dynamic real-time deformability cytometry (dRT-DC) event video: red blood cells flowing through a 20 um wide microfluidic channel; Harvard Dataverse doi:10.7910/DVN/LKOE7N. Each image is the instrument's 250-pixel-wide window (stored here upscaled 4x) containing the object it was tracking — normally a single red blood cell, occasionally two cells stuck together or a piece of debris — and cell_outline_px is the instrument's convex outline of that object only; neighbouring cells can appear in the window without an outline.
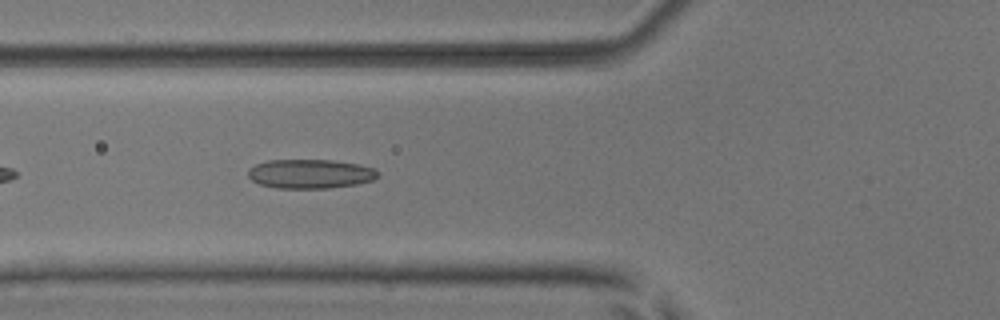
{"species": "common noctule bat (a hibernating species)", "species_latin": "Nyctalus noctula", "temperature_condition": "room temperature", "stored_images_in_passage": 37, "camera_frame_rate_fps": 3000, "um_per_image_px": 0.085, "animal": {"sex": "male", "body_mass_g": 17.9, "forearm_length_mm": 54.2}, "frame": {"image": 1, "passage_image": 5, "time_ms": 1.333, "image_size_px": [1000, 320], "cell_outline_px": [[380, 176], [372, 180], [356, 184], [328, 188], [276, 188], [260, 184], [252, 180], [248, 176], [248, 168], [256, 164], [268, 160], [332, 160], [356, 164], [376, 168], [380, 172]], "centroid_in_image_um": [26.38, 14.77], "position_along_channel_um": 99.4, "area_um2": 22.14}}
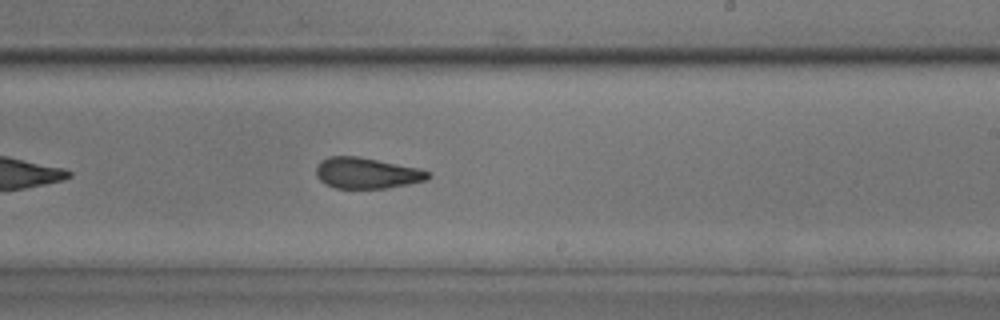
{"frame": {"image": 2, "passage_image": 17, "time_ms": 5.333, "image_size_px": [1000, 320], "cell_outline_px": [[432, 176], [428, 180], [408, 184], [384, 188], [336, 188], [324, 184], [316, 176], [316, 168], [320, 160], [328, 156], [356, 156], [420, 168], [428, 172]], "centroid_in_image_um": [31.16, 14.71], "position_along_channel_um": 257.8, "area_um2": 20.23}}
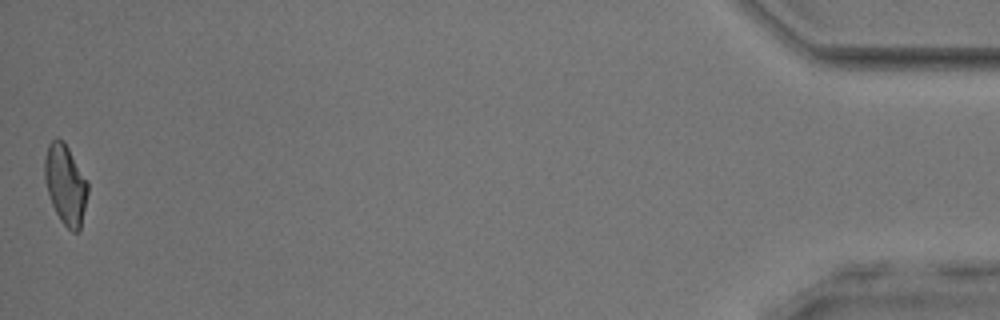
{"frame": {"image": 3, "passage_image": 37, "time_ms": 12.0, "image_size_px": [1000, 320], "cell_outline_px": [[88, 192], [80, 228], [76, 232], [72, 232], [60, 220], [52, 204], [44, 180], [44, 160], [48, 144], [56, 136], [64, 140], [88, 180]], "centroid_in_image_um": [5.56, 15.62], "position_along_channel_um": 429.6, "area_um2": 20.23}, "authors_computed_cell_mechanics": {"area_um2": 20.23, "velocity_mm_per_s": 3.9705, "shape_relaxation_time_tau1_ms": null, "shape_relaxation_time_tau2_ms": 2.0206, "deformation_change_tau1": null, "deformation_change_tau2": 0.096}}